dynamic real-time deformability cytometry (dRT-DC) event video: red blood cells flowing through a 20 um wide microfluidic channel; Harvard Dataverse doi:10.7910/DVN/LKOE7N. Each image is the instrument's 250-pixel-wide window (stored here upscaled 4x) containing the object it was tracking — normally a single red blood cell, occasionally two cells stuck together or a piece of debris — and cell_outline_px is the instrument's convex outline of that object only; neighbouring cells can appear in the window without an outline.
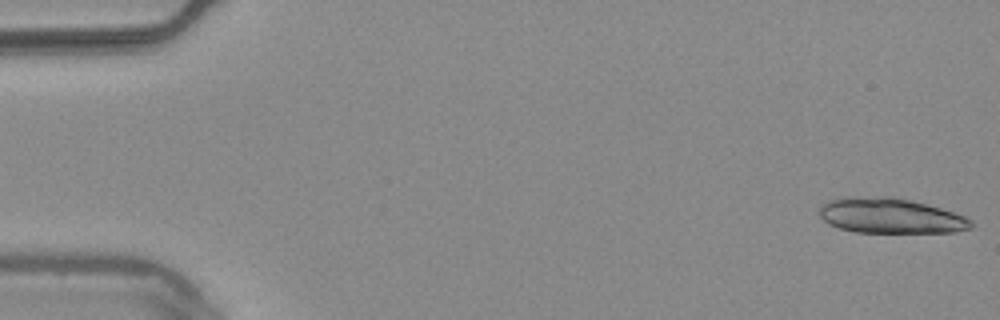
{"species": "common noctule bat (a hibernating species)", "species_latin": "Nyctalus noctula", "temperature_condition": "warm", "stored_images_in_passage": 21, "camera_frame_rate_fps": 3000, "um_per_image_px": 0.085, "animal": {"sex": "male", "body_mass_g": 20.4}, "frame": {"image": 1, "passage_image": 1, "time_ms": 0.0, "image_size_px": [1000, 320], "cell_outline_px": [[972, 228], [956, 232], [856, 232], [840, 228], [828, 224], [820, 216], [820, 204], [828, 200], [840, 196], [892, 196], [912, 200], [940, 208], [964, 216], [972, 220]], "centroid_in_image_um": [75.64, 18.32], "position_along_channel_um": 9.4, "area_um2": 31.39}}